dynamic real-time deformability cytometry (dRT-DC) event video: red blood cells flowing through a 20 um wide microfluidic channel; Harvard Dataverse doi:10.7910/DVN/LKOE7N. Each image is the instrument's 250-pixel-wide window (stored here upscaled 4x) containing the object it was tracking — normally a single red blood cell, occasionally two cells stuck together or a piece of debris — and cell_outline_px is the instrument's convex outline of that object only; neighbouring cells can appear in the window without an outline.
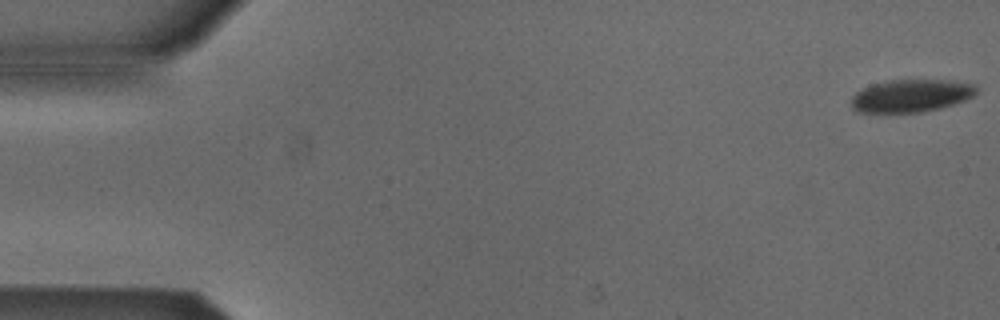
{"species": "Egyptian fruit bat (a non-hibernating species)", "species_latin": "Rousettus aegyptiacus", "temperature_condition": "cold", "stored_images_in_passage": 54, "camera_frame_rate_fps": 3000, "um_per_image_px": 0.085, "animal": {"sex": "male"}, "frame": {"image": 1, "passage_image": 1, "time_ms": 0.0, "image_size_px": [1000, 320], "cell_outline_px": [[976, 92], [972, 96], [964, 100], [940, 108], [920, 112], [856, 112], [852, 108], [852, 96], [856, 92], [872, 84], [892, 80], [948, 80], [972, 84], [976, 88]], "centroid_in_image_um": [77.41, 8.14], "position_along_channel_um": 7.6, "area_um2": 23.47}}
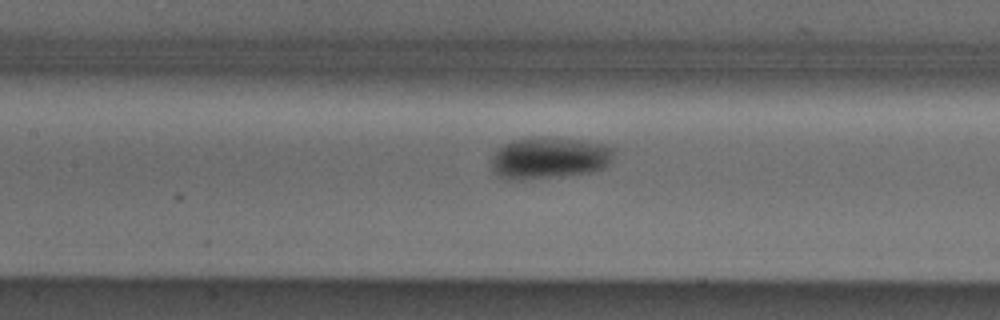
{"frame": {"image": 2, "passage_image": 24, "time_ms": 7.667, "image_size_px": [1000, 320], "cell_outline_px": [[616, 148], [612, 160], [604, 168], [592, 172], [568, 176], [524, 180], [508, 180], [500, 176], [492, 168], [492, 156], [504, 144], [516, 140], [540, 136], [580, 140], [604, 144]], "centroid_in_image_um": [46.74, 13.44], "position_along_channel_um": 160.7, "area_um2": 30.06}}
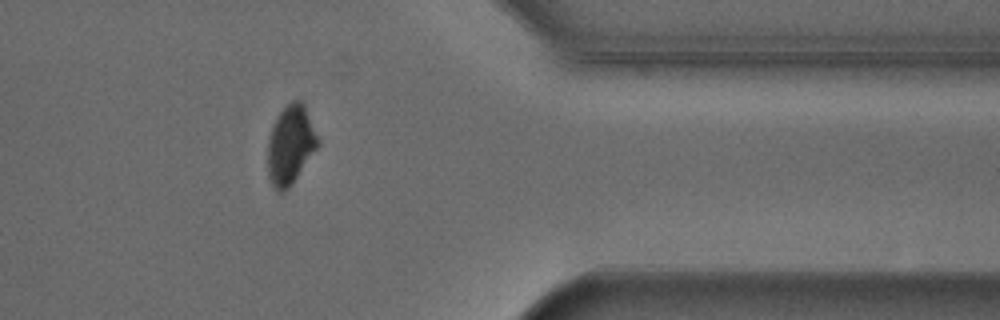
{"frame": {"image": 3, "passage_image": 43, "time_ms": 14.0, "image_size_px": [1000, 320], "cell_outline_px": [[320, 144], [292, 184], [284, 192], [280, 192], [272, 184], [268, 176], [268, 140], [272, 128], [280, 112], [292, 100], [304, 100], [320, 140]], "centroid_in_image_um": [24.73, 12.28], "position_along_channel_um": 386.7, "area_um2": 23.12}}